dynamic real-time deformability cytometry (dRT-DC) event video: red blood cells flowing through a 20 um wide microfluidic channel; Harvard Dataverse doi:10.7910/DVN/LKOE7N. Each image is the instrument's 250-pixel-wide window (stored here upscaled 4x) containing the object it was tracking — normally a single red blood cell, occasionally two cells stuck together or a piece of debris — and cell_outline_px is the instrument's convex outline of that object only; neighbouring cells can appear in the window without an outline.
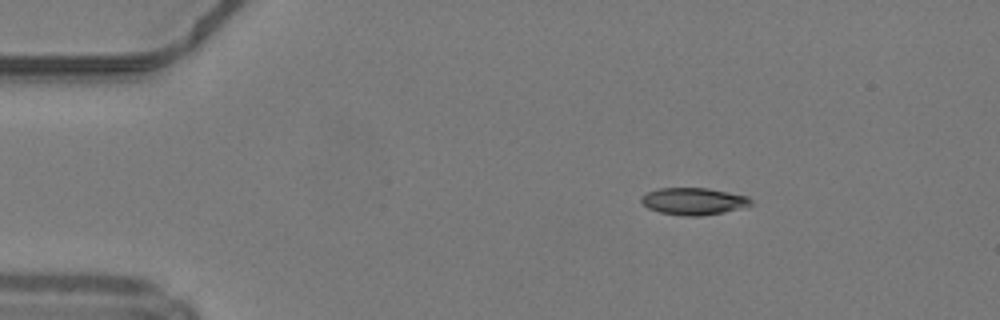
{"species": "common noctule bat (a hibernating species)", "species_latin": "Nyctalus noctula", "temperature_condition": "warm", "stored_images_in_passage": 22, "camera_frame_rate_fps": 3000, "um_per_image_px": 0.085, "animal": {"sex": "male", "body_mass_g": 19.2, "forearm_length_mm": 51.8}, "frame": {"image": 1, "passage_image": 1, "time_ms": 0.0, "image_size_px": [1000, 320], "cell_outline_px": [[752, 204], [724, 212], [700, 216], [684, 216], [660, 212], [648, 208], [640, 200], [640, 196], [656, 188], [708, 188], [748, 196], [752, 200]], "centroid_in_image_um": [58.93, 17.1], "position_along_channel_um": 26.1, "area_um2": 17.22}}
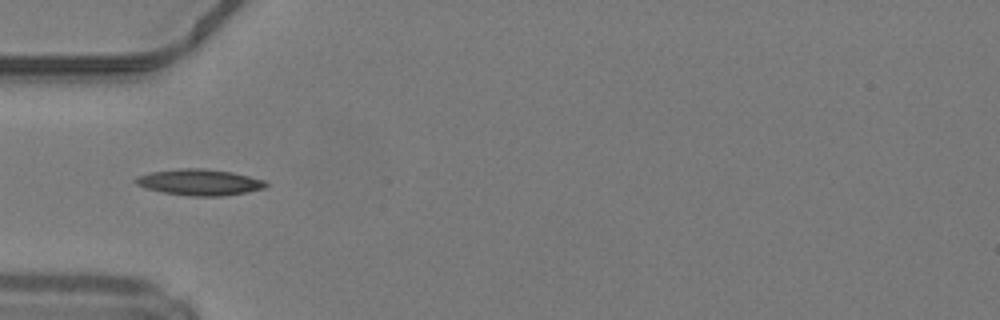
{"frame": {"image": 2, "passage_image": 9, "time_ms": 2.667, "image_size_px": [1000, 320], "cell_outline_px": [[268, 184], [264, 188], [248, 192], [220, 196], [192, 196], [164, 192], [144, 188], [136, 184], [132, 180], [136, 176], [152, 172], [180, 168], [204, 168], [232, 172], [264, 180]], "centroid_in_image_um": [16.93, 15.48], "position_along_channel_um": 68.1, "area_um2": 19.83}}
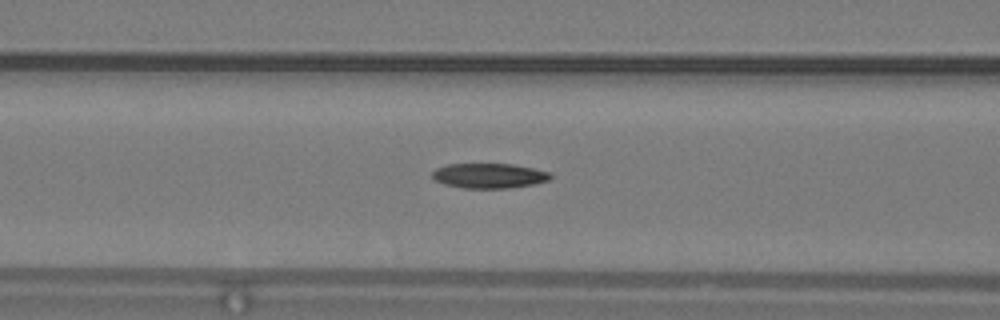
{"frame": {"image": 3, "passage_image": 13, "time_ms": 4.0, "image_size_px": [1000, 320], "cell_outline_px": [[552, 176], [548, 180], [536, 184], [508, 188], [460, 188], [444, 184], [436, 180], [432, 176], [432, 172], [436, 168], [448, 164], [512, 164], [532, 168], [548, 172]], "centroid_in_image_um": [41.55, 14.94], "position_along_channel_um": 125.0, "area_um2": 17.11}}